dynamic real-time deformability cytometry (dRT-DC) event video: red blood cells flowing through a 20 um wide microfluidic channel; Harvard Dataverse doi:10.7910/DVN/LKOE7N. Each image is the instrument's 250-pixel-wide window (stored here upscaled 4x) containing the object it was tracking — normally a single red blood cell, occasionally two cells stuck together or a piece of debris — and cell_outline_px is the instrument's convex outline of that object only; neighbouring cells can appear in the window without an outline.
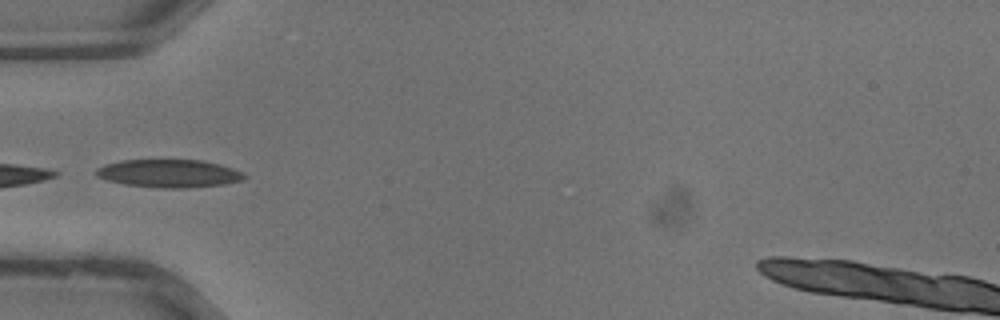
{"species": "common noctule bat (a hibernating species)", "species_latin": "Nyctalus noctula", "temperature_condition": "warm", "stored_images_in_passage": 18, "camera_frame_rate_fps": 3000, "um_per_image_px": 0.085, "animal": {"sex": "male", "body_mass_g": 13.3}, "frame": {"image": 1, "passage_image": 1, "time_ms": 0.0, "image_size_px": [1000, 320], "cell_outline_px": [[248, 176], [244, 180], [224, 184], [188, 188], [164, 188], [124, 184], [108, 180], [96, 176], [96, 168], [104, 164], [120, 160], [200, 160], [220, 164], [232, 168]], "centroid_in_image_um": [14.36, 14.74], "position_along_channel_um": 70.6, "area_um2": 24.16}}